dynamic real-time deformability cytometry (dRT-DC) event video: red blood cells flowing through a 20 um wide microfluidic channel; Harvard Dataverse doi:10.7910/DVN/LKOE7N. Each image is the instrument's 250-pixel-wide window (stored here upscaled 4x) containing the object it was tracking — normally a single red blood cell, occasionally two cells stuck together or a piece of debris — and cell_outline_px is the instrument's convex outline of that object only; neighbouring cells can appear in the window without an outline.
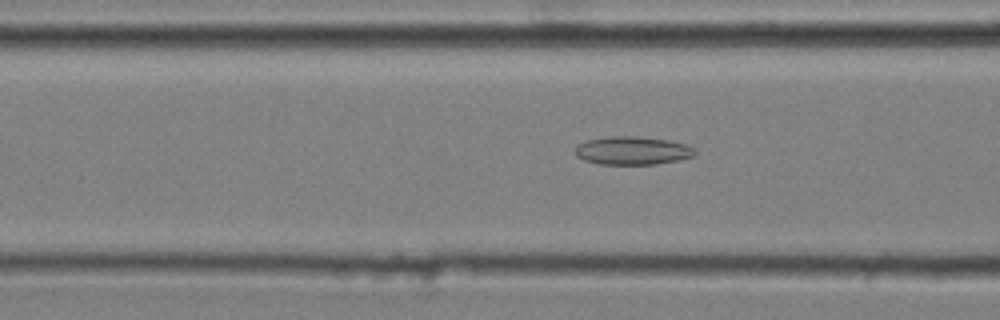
{"species": "common noctule bat (a hibernating species)", "species_latin": "Nyctalus noctula", "temperature_condition": "cold", "stored_images_in_passage": 50, "camera_frame_rate_fps": 3000, "um_per_image_px": 0.085, "animal": {"sex": "male", "body_mass_g": 20.4}, "frame": {"image": 1, "passage_image": 20, "time_ms": 6.333, "image_size_px": [1000, 320], "cell_outline_px": [[696, 152], [692, 156], [680, 160], [656, 164], [600, 164], [584, 160], [576, 156], [576, 148], [580, 144], [588, 140], [604, 136], [636, 136], [668, 140], [688, 144]], "centroid_in_image_um": [53.77, 12.8], "position_along_channel_um": 112.8, "area_um2": 19.65}}
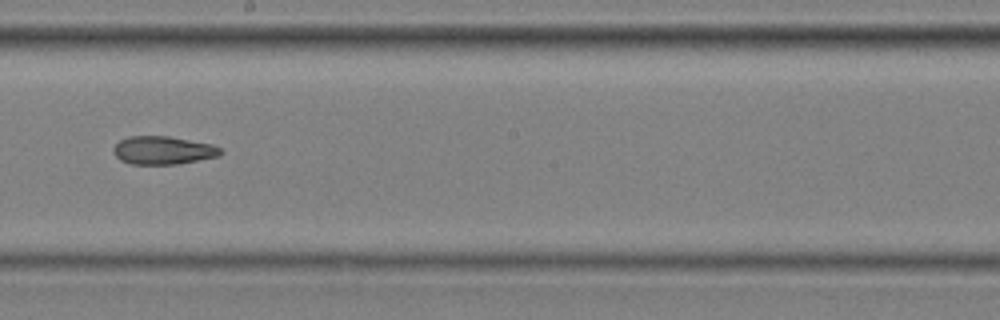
{"frame": {"image": 2, "passage_image": 30, "time_ms": 9.667, "image_size_px": [1000, 320], "cell_outline_px": [[224, 152], [220, 156], [176, 164], [132, 164], [120, 160], [112, 152], [112, 148], [120, 140], [128, 136], [168, 136], [212, 144], [220, 148]], "centroid_in_image_um": [13.85, 12.77], "position_along_channel_um": 234.3, "area_um2": 17.63}}
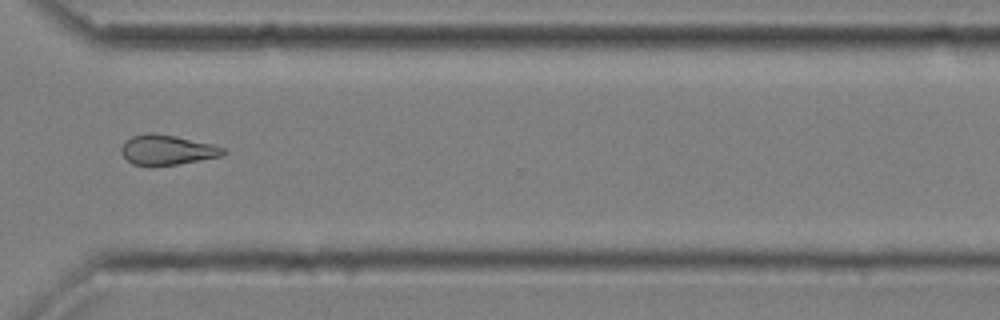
{"frame": {"image": 3, "passage_image": 40, "time_ms": 13.0, "image_size_px": [1000, 320], "cell_outline_px": [[228, 152], [220, 156], [200, 160], [152, 168], [132, 164], [120, 152], [120, 148], [124, 140], [132, 136], [148, 132], [152, 132], [176, 136], [212, 144], [224, 148]], "centroid_in_image_um": [14.14, 12.75], "position_along_channel_um": 356.5, "area_um2": 18.21}, "authors_computed_cell_mechanics": {"area_um2": 18.496, "velocity_mm_per_s": 3.6509, "shape_relaxation_time_tau1_ms": null, "shape_relaxation_time_tau2_ms": 4.751, "deformation_change_tau1": null, "deformation_change_tau2": 0.1289}}